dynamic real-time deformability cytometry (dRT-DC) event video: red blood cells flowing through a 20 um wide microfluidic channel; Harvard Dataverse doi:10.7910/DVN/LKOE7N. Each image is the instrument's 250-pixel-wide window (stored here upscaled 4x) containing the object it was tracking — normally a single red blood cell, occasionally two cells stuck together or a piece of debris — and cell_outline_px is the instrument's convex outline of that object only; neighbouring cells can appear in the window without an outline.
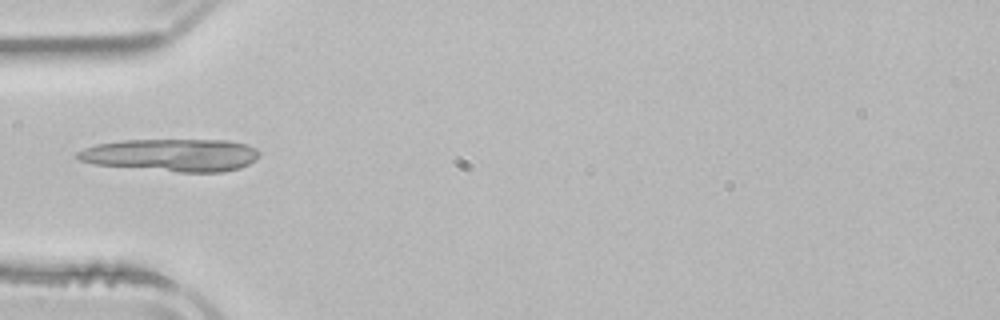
{"species": "common noctule bat (a hibernating species)", "species_latin": "Nyctalus noctula", "temperature_condition": "room temperature", "stored_images_in_passage": 2, "camera_frame_rate_fps": 3000, "um_per_image_px": 0.085, "animal": {"sex": "male", "body_mass_g": 21.5, "forearm_length_mm": 52.0}, "frame": {"image": 1, "passage_image": 2, "time_ms": 1.333, "image_size_px": [1000, 320], "cell_outline_px": [[260, 156], [256, 160], [240, 168], [224, 172], [180, 172], [96, 164], [80, 160], [76, 156], [76, 152], [84, 148], [96, 144], [120, 140], [228, 140], [248, 144], [256, 148], [260, 152]], "centroid_in_image_um": [14.64, 13.17], "position_along_channel_um": 70.4, "area_um2": 34.62}}